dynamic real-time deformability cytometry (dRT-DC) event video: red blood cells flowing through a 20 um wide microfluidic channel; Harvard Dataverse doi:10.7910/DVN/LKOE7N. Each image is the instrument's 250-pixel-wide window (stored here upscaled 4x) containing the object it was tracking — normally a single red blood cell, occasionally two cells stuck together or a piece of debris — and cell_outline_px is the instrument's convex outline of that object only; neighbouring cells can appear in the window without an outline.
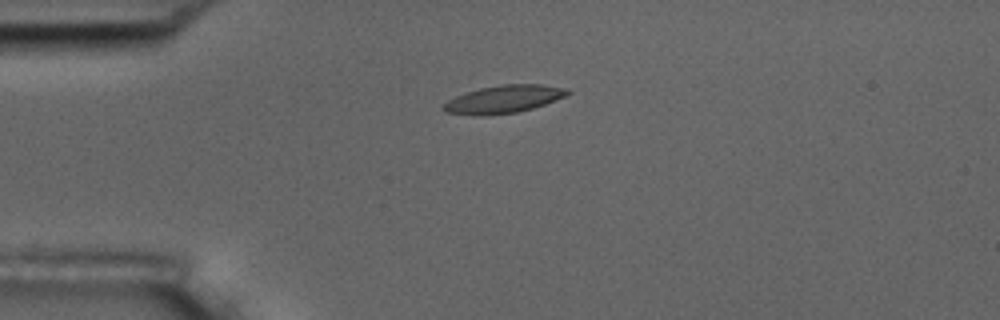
{"species": "common noctule bat (a hibernating species)", "species_latin": "Nyctalus noctula", "temperature_condition": "room temperature", "stored_images_in_passage": 2, "camera_frame_rate_fps": 3000, "um_per_image_px": 0.085, "animal": {"sex": "male", "body_mass_g": 17.5, "forearm_length_mm": 52.3}, "frame": {"image": 1, "passage_image": 1, "time_ms": 0.0, "image_size_px": [1000, 320], "cell_outline_px": [[572, 92], [556, 100], [532, 108], [516, 112], [488, 116], [480, 116], [444, 112], [440, 108], [448, 100], [464, 92], [480, 88], [504, 84], [540, 84], [568, 88]], "centroid_in_image_um": [42.79, 8.43], "position_along_channel_um": 42.2, "area_um2": 20.17}}